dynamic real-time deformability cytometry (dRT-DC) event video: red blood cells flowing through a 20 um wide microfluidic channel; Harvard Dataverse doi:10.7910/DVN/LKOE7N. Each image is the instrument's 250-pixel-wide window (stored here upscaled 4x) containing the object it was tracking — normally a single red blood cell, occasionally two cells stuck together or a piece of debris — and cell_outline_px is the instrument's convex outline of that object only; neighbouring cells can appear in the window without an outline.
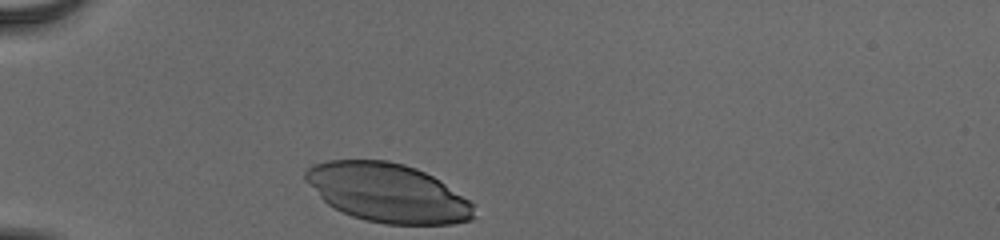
{"species": "human", "species_latin": "Homo sapiens", "temperature_condition": "cold", "stored_images_in_passage": 31, "camera_frame_rate_fps": 3000, "um_per_image_px": 0.085, "donor": {"sex": "male"}, "frame": {"image": 1, "passage_image": 1, "time_ms": 0.0, "image_size_px": [1000, 240], "cell_outline_px": [[476, 216], [472, 220], [452, 224], [384, 224], [364, 220], [352, 216], [328, 204], [304, 180], [304, 172], [312, 164], [328, 160], [388, 160], [404, 164], [416, 168], [432, 176], [476, 204]], "centroid_in_image_um": [32.98, 16.39], "position_along_channel_um": 52.0, "area_um2": 57.92}}